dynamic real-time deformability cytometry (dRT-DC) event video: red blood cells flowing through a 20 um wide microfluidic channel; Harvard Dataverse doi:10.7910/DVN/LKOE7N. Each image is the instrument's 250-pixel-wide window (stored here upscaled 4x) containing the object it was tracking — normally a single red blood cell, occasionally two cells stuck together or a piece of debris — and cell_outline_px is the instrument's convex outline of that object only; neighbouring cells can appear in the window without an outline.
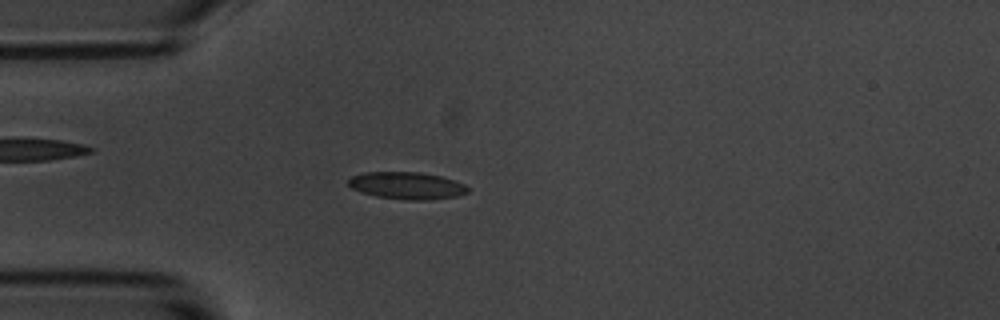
{"species": "common noctule bat (a hibernating species)", "species_latin": "Nyctalus noctula", "temperature_condition": "room temperature", "stored_images_in_passage": 55, "camera_frame_rate_fps": 3000, "um_per_image_px": 0.085, "animal": {"sex": "male", "body_mass_g": 20.1, "forearm_length_mm": 53.5}, "frame": {"image": 1, "passage_image": 14, "time_ms": 4.333, "image_size_px": [1000, 320], "cell_outline_px": [[468, 192], [456, 196], [428, 200], [408, 200], [376, 196], [360, 192], [352, 188], [348, 184], [348, 180], [352, 176], [364, 172], [420, 172], [440, 176], [464, 184], [468, 188]], "centroid_in_image_um": [34.55, 15.77], "position_along_channel_um": 50.4, "area_um2": 18.79}}
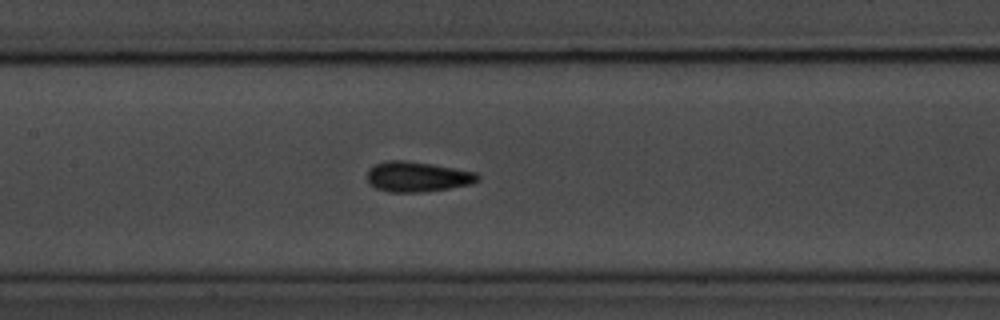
{"frame": {"image": 2, "passage_image": 25, "time_ms": 8.0, "image_size_px": [1000, 320], "cell_outline_px": [[480, 180], [472, 184], [424, 192], [388, 192], [376, 188], [368, 184], [368, 168], [376, 164], [388, 160], [404, 160], [432, 164], [476, 172], [480, 176]], "centroid_in_image_um": [35.47, 15.02], "position_along_channel_um": 171.9, "area_um2": 19.54}}
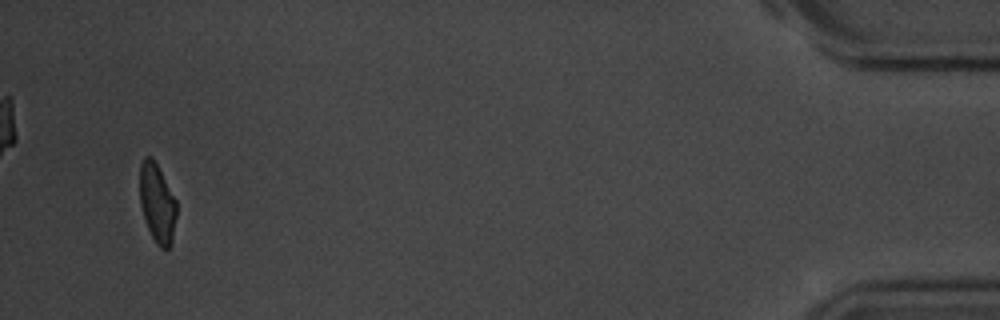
{"frame": {"image": 3, "passage_image": 53, "time_ms": 17.333, "image_size_px": [1000, 320], "cell_outline_px": [[176, 216], [172, 244], [168, 248], [160, 248], [156, 244], [144, 220], [140, 204], [140, 164], [144, 156], [152, 156], [176, 200]], "centroid_in_image_um": [13.35, 17.28], "position_along_channel_um": 421.8, "area_um2": 16.94}, "authors_computed_cell_mechanics": {"area_um2": 18.4382, "velocity_mm_per_s": 3.5462, "shape_relaxation_time_tau1_ms": 4.5402, "shape_relaxation_time_tau2_ms": 1.7407, "deformation_change_tau1": 0.1061, "deformation_change_tau2": 0.0646}}